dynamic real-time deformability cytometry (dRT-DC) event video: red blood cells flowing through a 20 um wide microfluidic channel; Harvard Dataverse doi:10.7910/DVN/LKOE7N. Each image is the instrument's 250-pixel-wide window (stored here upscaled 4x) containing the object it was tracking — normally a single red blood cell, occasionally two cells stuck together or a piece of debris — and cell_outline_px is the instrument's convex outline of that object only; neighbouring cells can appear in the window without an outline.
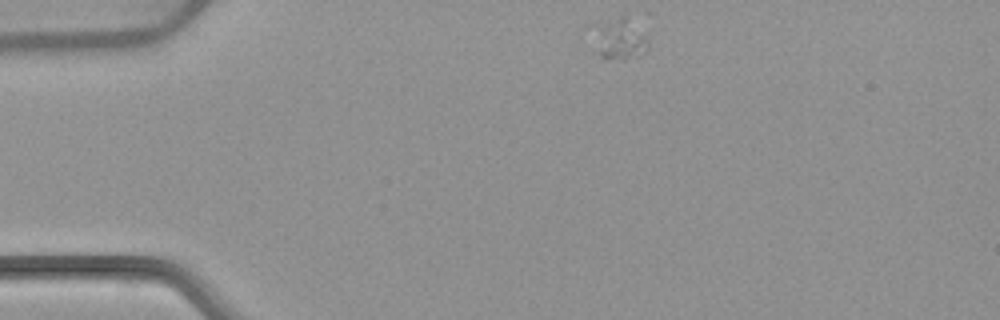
{"species": "common noctule bat (a hibernating species)", "species_latin": "Nyctalus noctula", "temperature_condition": "warm", "stored_images_in_passage": 37, "camera_frame_rate_fps": 3000, "um_per_image_px": 0.085, "animal": {"sex": "female", "body_mass_g": 22.7, "forearm_length_mm": 54.2}, "frame": {"image": 1, "passage_image": 1, "time_ms": 0.0, "image_size_px": [1000, 320], "cell_outline_px": [[648, 52], [640, 56], [624, 60], [600, 56], [580, 32], [584, 24], [620, 16], [628, 16], [648, 40]], "centroid_in_image_um": [52.36, 3.24], "position_along_channel_um": 32.6, "area_um2": 15.26}}
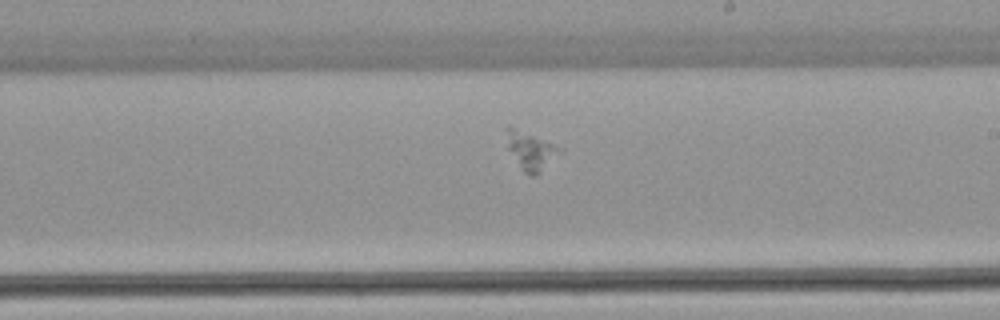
{"frame": {"image": 2, "passage_image": 22, "time_ms": 7.0, "image_size_px": [1000, 320], "cell_outline_px": [[564, 152], [540, 172], [532, 176], [524, 172], [508, 148], [508, 128], [512, 128], [564, 148]], "centroid_in_image_um": [45.22, 12.88], "position_along_channel_um": 243.8, "area_um2": 11.16}}
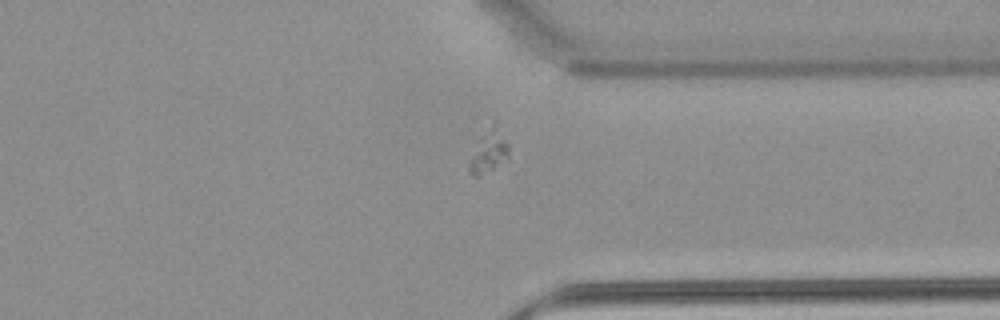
{"frame": {"image": 3, "passage_image": 32, "time_ms": 10.333, "image_size_px": [1000, 320], "cell_outline_px": [[508, 160], [480, 176], [476, 176], [468, 172], [468, 160], [476, 140], [492, 120], [508, 144]], "centroid_in_image_um": [41.49, 12.87], "position_along_channel_um": 369.9, "area_um2": 10.17}}